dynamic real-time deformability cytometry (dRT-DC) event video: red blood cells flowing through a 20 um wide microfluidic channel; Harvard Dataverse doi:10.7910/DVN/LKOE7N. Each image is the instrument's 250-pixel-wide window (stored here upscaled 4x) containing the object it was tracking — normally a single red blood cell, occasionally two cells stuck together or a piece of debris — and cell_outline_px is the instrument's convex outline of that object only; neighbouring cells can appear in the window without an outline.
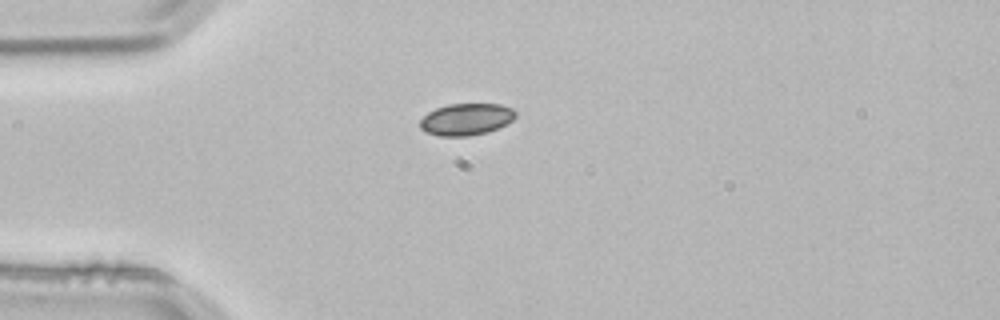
{"species": "common noctule bat (a hibernating species)", "species_latin": "Nyctalus noctula", "temperature_condition": "room temperature", "stored_images_in_passage": 1, "camera_frame_rate_fps": 3000, "um_per_image_px": 0.085, "animal": {"sex": "male", "body_mass_g": 21.5, "forearm_length_mm": 52.0}, "frame": {"image": 1, "passage_image": 1, "time_ms": 0.0, "image_size_px": [1000, 320], "cell_outline_px": [[516, 116], [512, 120], [488, 132], [468, 136], [440, 136], [424, 132], [420, 128], [420, 120], [428, 112], [436, 108], [448, 104], [500, 104], [512, 108], [516, 112]], "centroid_in_image_um": [39.6, 10.14], "position_along_channel_um": 45.4, "area_um2": 17.69}}